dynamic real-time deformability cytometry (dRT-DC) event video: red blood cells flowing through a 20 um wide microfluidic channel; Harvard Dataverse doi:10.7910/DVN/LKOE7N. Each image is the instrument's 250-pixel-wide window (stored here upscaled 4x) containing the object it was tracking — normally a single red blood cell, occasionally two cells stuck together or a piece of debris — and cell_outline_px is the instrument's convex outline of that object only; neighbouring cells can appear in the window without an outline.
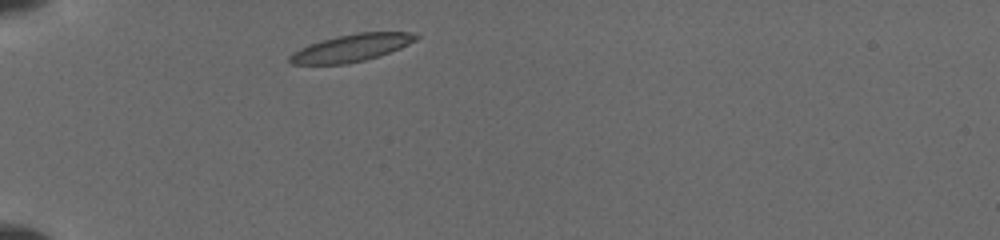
{"species": "common noctule bat (a hibernating species)", "species_latin": "Nyctalus noctula", "temperature_condition": "cold", "stored_images_in_passage": 7, "camera_frame_rate_fps": 3000, "um_per_image_px": 0.085, "animal": {"sex": "female", "body_mass_g": 19.5, "forearm_length_mm": 54.1}, "frame": {"image": 1, "passage_image": 1, "time_ms": 0.0, "image_size_px": [1000, 240], "cell_outline_px": [[420, 36], [416, 40], [400, 48], [380, 56], [364, 60], [344, 64], [292, 64], [288, 60], [288, 56], [292, 52], [308, 44], [320, 40], [336, 36], [356, 32], [416, 32]], "centroid_in_image_um": [29.86, 4.06], "position_along_channel_um": 55.1, "area_um2": 20.29}}
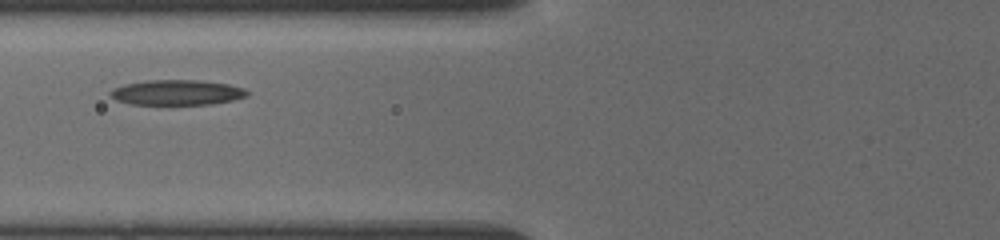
{"frame": {"image": 2, "passage_image": 5, "time_ms": 2.0, "image_size_px": [1000, 240], "cell_outline_px": [[248, 96], [232, 100], [212, 104], [132, 104], [116, 100], [108, 92], [112, 88], [124, 84], [148, 80], [200, 80], [228, 84], [244, 88], [248, 92]], "centroid_in_image_um": [15.03, 7.85], "position_along_channel_um": 110.8, "area_um2": 20.06}}